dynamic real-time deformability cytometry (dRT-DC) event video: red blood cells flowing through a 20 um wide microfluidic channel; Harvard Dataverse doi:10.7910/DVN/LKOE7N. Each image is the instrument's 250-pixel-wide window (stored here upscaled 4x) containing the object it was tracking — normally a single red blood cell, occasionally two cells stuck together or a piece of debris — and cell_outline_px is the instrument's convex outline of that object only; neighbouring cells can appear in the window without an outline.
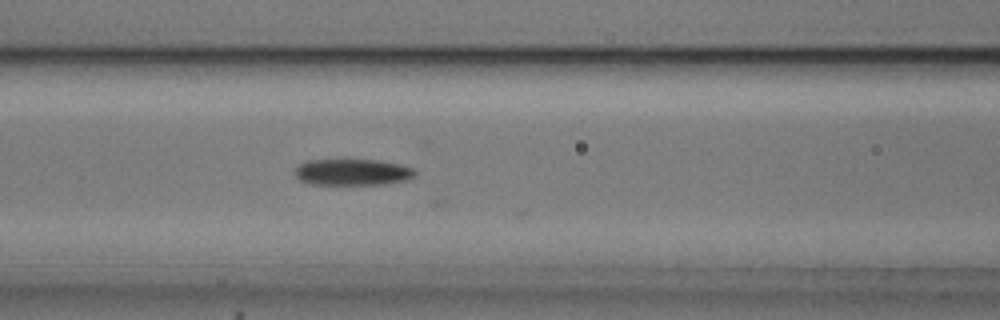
{"species": "common noctule bat (a hibernating species)", "species_latin": "Nyctalus noctula", "temperature_condition": "cold", "stored_images_in_passage": 23, "camera_frame_rate_fps": 3000, "um_per_image_px": 0.085, "animal": {"sex": "male", "body_mass_g": 20.5, "forearm_length_mm": 52.5}, "frame": {"image": 1, "passage_image": 22, "time_ms": 7.0, "image_size_px": [1000, 320], "cell_outline_px": [[416, 176], [408, 180], [384, 184], [308, 184], [300, 180], [296, 176], [296, 168], [300, 164], [308, 160], [376, 160], [400, 164], [412, 168], [416, 172]], "centroid_in_image_um": [29.99, 14.64], "position_along_channel_um": 136.6, "area_um2": 18.38}}